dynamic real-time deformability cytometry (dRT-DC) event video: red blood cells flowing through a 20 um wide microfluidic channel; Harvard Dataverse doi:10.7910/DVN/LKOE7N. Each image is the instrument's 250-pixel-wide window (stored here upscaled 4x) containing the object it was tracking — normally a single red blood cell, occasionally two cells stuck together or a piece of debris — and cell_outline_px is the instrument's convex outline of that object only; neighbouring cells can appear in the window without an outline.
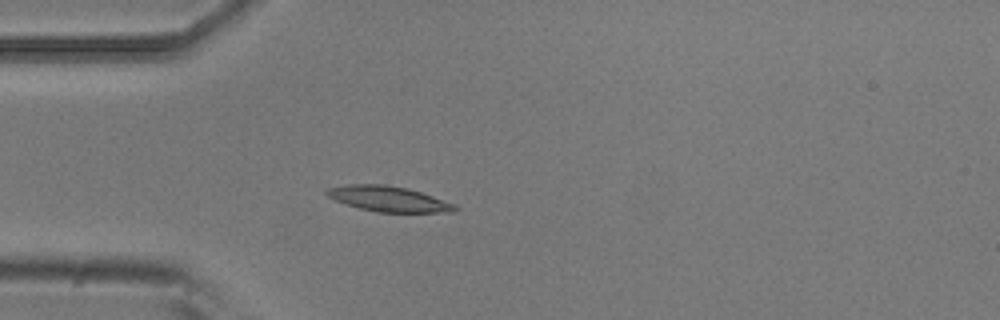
{"species": "common noctule bat (a hibernating species)", "species_latin": "Nyctalus noctula", "temperature_condition": "room temperature", "stored_images_in_passage": 5, "camera_frame_rate_fps": 3000, "um_per_image_px": 0.085, "animal": {"sex": "male", "body_mass_g": 20.5, "forearm_length_mm": 52.5}, "frame": {"image": 1, "passage_image": 5, "time_ms": 1.333, "image_size_px": [1000, 320], "cell_outline_px": [[460, 208], [456, 212], [376, 212], [360, 208], [336, 200], [328, 196], [324, 192], [328, 188], [348, 184], [384, 184], [408, 188], [456, 204]], "centroid_in_image_um": [33.07, 16.9], "position_along_channel_um": 51.9, "area_um2": 18.9}}